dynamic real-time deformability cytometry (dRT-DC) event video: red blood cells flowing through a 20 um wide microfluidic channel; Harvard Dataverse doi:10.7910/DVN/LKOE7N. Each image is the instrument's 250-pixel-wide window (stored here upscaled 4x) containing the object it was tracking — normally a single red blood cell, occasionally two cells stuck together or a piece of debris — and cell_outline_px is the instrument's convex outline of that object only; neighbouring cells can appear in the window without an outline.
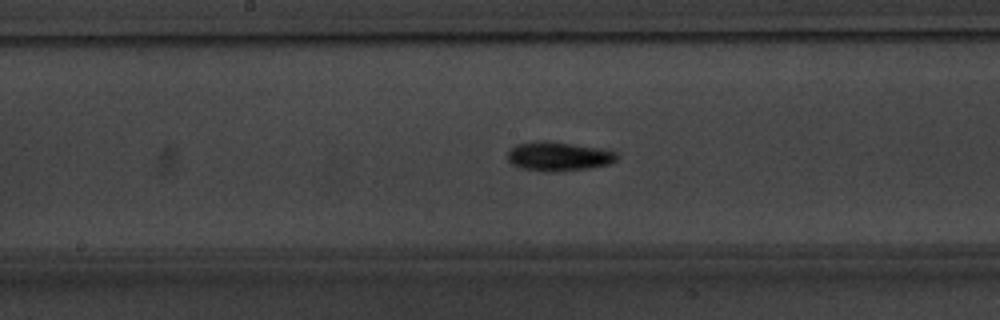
{"species": "common noctule bat (a hibernating species)", "species_latin": "Nyctalus noctula", "temperature_condition": "warm", "stored_images_in_passage": 46, "camera_frame_rate_fps": 3000, "um_per_image_px": 0.085, "animal": {"sex": "male", "body_mass_g": 20.1, "forearm_length_mm": 53.5}, "frame": {"image": 1, "passage_image": 20, "time_ms": 6.333, "image_size_px": [1000, 320], "cell_outline_px": [[620, 156], [612, 164], [592, 168], [556, 172], [544, 172], [520, 168], [512, 164], [508, 160], [508, 152], [516, 144], [536, 140], [548, 140], [600, 148], [616, 152]], "centroid_in_image_um": [47.5, 13.29], "position_along_channel_um": 200.7, "area_um2": 19.02}}
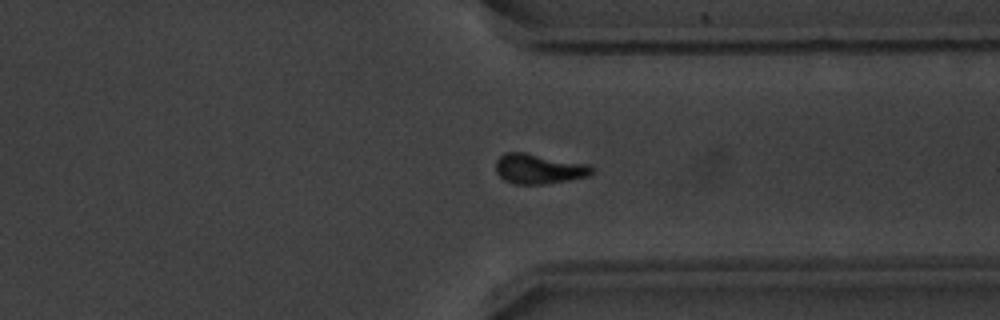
{"frame": {"image": 2, "passage_image": 33, "time_ms": 10.667, "image_size_px": [1000, 320], "cell_outline_px": [[596, 168], [588, 176], [568, 180], [544, 184], [512, 184], [504, 180], [496, 172], [496, 160], [504, 152], [524, 152], [592, 164]], "centroid_in_image_um": [45.83, 14.34], "position_along_channel_um": 365.6, "area_um2": 17.05}}
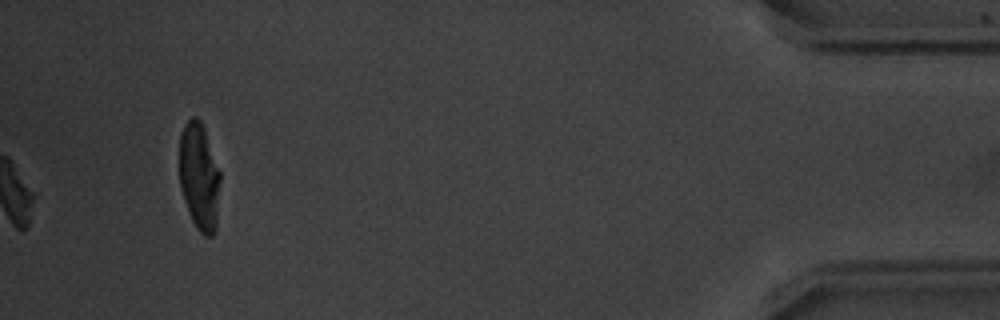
{"frame": {"image": 3, "passage_image": 46, "time_ms": 15.0, "image_size_px": [1000, 320], "cell_outline_px": [[220, 180], [216, 232], [212, 236], [204, 236], [196, 228], [192, 220], [184, 200], [180, 188], [180, 132], [184, 124], [192, 116], [196, 116], [200, 120], [204, 128], [220, 172]], "centroid_in_image_um": [16.94, 15.03], "position_along_channel_um": 418.3, "area_um2": 25.66}, "authors_computed_cell_mechanics": {"area_um2": 16.3285, "velocity_mm_per_s": 3.8125, "shape_relaxation_time_tau1_ms": 1.6449, "shape_relaxation_time_tau2_ms": null, "deformation_change_tau1": 0.1264, "deformation_change_tau2": null}}